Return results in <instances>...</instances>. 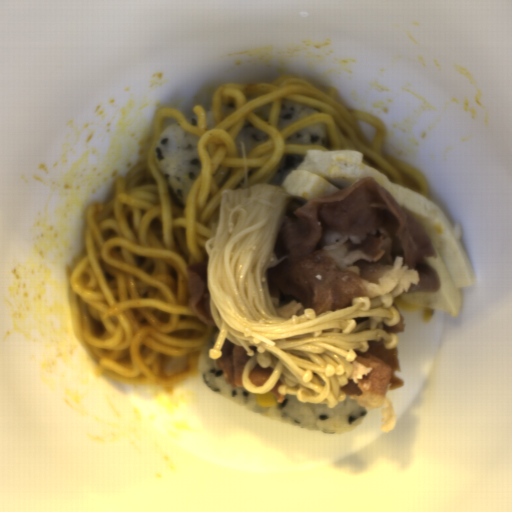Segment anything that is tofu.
I'll return each instance as SVG.
<instances>
[{
	"mask_svg": "<svg viewBox=\"0 0 512 512\" xmlns=\"http://www.w3.org/2000/svg\"><path fill=\"white\" fill-rule=\"evenodd\" d=\"M363 155L361 151L350 149H307L301 164L285 177L279 187L289 192L296 202L306 204L315 197L333 195L362 178L372 177L413 216L436 254V258L425 257L420 262L437 270L441 280L440 290L403 292L397 296L414 307L458 316L462 288L475 286L477 282L470 257L461 241L464 234L462 223L458 221L453 227L438 205L418 192L391 183L383 171L364 164Z\"/></svg>",
	"mask_w": 512,
	"mask_h": 512,
	"instance_id": "obj_1",
	"label": "tofu"
}]
</instances>
